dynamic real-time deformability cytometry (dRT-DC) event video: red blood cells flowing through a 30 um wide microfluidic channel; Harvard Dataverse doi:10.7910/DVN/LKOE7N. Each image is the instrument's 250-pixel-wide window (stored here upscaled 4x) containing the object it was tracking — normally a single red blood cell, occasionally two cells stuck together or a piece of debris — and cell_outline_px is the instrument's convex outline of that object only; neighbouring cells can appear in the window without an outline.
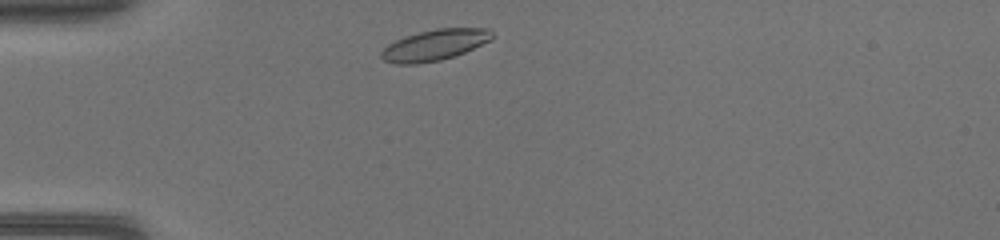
{"species": "common noctule bat (a hibernating species)", "species_latin": "Nyctalus noctula", "temperature_condition": "warm", "stored_images_in_passage": 35, "camera_frame_rate_fps": 3000, "um_per_image_px": 0.085, "animal": {"sex": "female", "body_mass_g": 17.0, "forearm_length_mm": 48.0}, "frame": {"image": 1, "passage_image": 2, "time_ms": 0.333, "image_size_px": [1000, 240], "cell_outline_px": [[496, 36], [492, 40], [464, 52], [440, 60], [416, 64], [396, 64], [384, 60], [380, 56], [380, 52], [388, 44], [404, 36], [436, 28], [488, 28]], "centroid_in_image_um": [36.96, 3.82], "position_along_channel_um": 48.0, "area_um2": 20.0}}
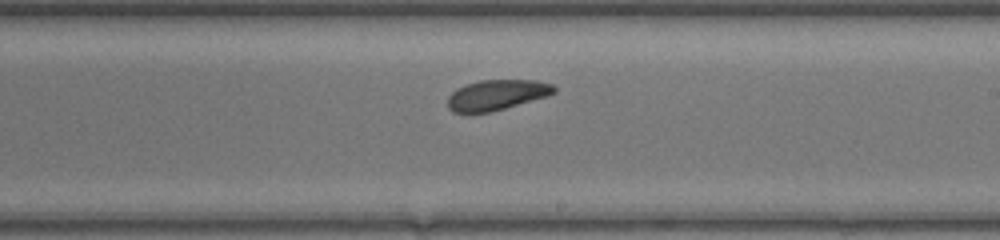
{"frame": {"image": 2, "passage_image": 17, "time_ms": 5.333, "image_size_px": [1000, 240], "cell_outline_px": [[556, 92], [548, 96], [492, 112], [452, 112], [448, 108], [448, 96], [456, 88], [464, 84], [480, 80], [536, 80], [552, 84], [556, 88]], "centroid_in_image_um": [42.22, 8.06], "position_along_channel_um": 246.8, "area_um2": 18.96}}
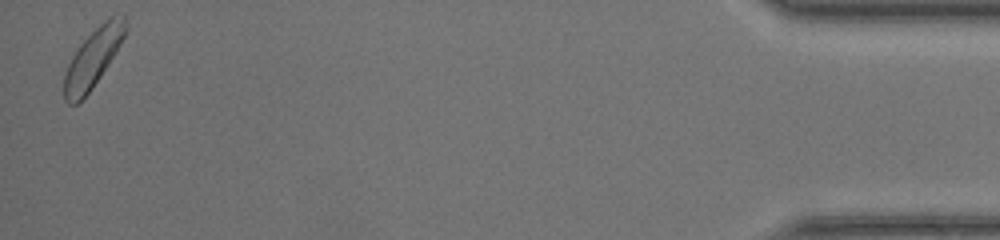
{"frame": {"image": 3, "passage_image": 35, "time_ms": 11.333, "image_size_px": [1000, 240], "cell_outline_px": [[128, 28], [120, 44], [100, 76], [92, 88], [76, 104], [68, 104], [64, 100], [64, 76], [68, 64], [72, 56], [80, 44], [104, 20], [112, 16], [124, 12]], "centroid_in_image_um": [7.92, 4.9], "position_along_channel_um": 427.3, "area_um2": 20.52}}